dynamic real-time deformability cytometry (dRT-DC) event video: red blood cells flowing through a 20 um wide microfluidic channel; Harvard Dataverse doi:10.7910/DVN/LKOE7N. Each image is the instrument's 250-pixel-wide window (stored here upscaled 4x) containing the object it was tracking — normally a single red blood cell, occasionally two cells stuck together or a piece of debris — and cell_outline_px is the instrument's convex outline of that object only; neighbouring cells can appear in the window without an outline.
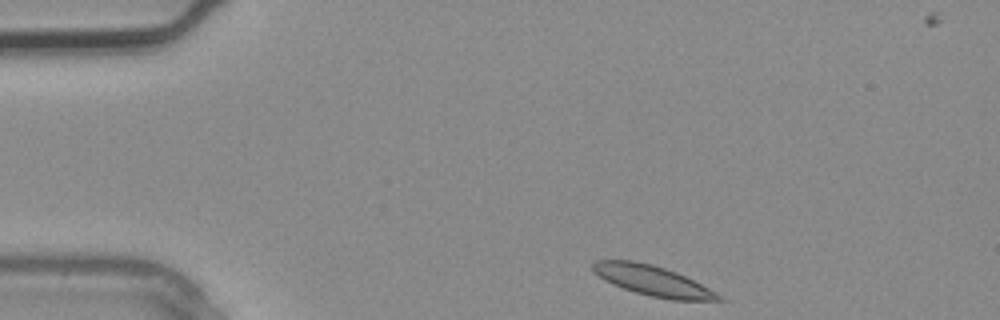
{"species": "common noctule bat (a hibernating species)", "species_latin": "Nyctalus noctula", "temperature_condition": "warm", "stored_images_in_passage": 2, "camera_frame_rate_fps": 3000, "um_per_image_px": 0.085, "animal": {"sex": "male", "body_mass_g": 20.4}, "frame": {"image": 1, "passage_image": 1, "time_ms": 0.0, "image_size_px": [1000, 320], "cell_outline_px": [[724, 300], [672, 300], [652, 296], [636, 292], [612, 284], [604, 280], [592, 268], [592, 264], [596, 260], [632, 260], [652, 264], [676, 272], [708, 288], [720, 296]], "centroid_in_image_um": [55.44, 23.85], "position_along_channel_um": 29.6, "area_um2": 21.56}}